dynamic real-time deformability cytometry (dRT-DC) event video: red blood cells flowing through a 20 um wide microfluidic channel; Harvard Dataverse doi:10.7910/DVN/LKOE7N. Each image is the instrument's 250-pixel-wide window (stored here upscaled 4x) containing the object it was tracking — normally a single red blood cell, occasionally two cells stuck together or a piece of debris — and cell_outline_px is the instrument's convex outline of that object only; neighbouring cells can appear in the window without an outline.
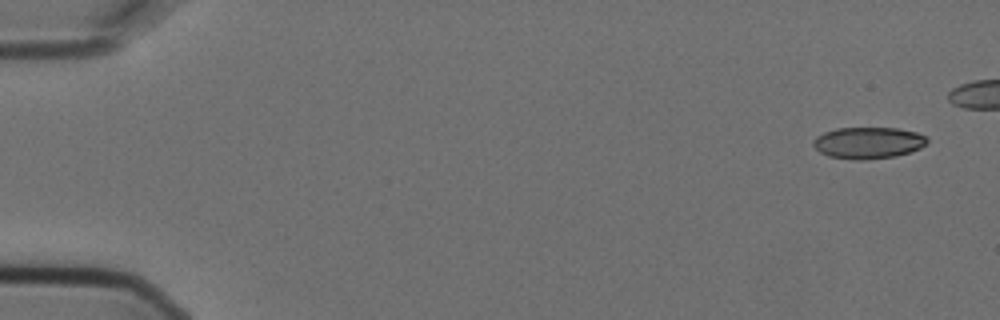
{"species": "Egyptian fruit bat (a non-hibernating species)", "species_latin": "Rousettus aegyptiacus", "temperature_condition": "cold", "stored_images_in_passage": 5, "camera_frame_rate_fps": 3000, "um_per_image_px": 0.085, "animal": {"sex": "female"}, "frame": {"image": 1, "passage_image": 1, "time_ms": 0.0, "image_size_px": [1000, 320], "cell_outline_px": [[928, 140], [920, 148], [912, 152], [896, 156], [864, 160], [856, 160], [828, 156], [820, 152], [812, 144], [812, 140], [816, 136], [824, 132], [836, 128], [896, 128], [916, 132], [928, 136]], "centroid_in_image_um": [73.79, 12.14], "position_along_channel_um": 11.2, "area_um2": 21.1}}